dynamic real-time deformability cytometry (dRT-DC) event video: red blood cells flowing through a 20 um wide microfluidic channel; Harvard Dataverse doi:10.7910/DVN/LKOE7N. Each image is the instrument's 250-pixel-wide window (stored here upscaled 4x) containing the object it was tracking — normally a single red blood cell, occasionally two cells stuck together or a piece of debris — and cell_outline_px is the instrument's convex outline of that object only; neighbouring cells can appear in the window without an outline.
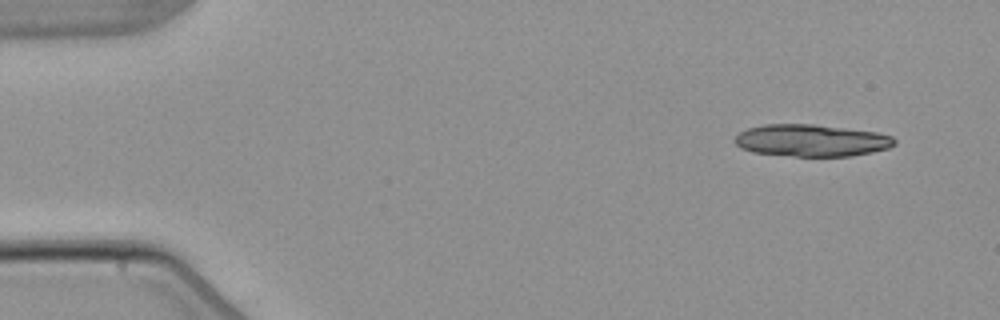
{"species": "common noctule bat (a hibernating species)", "species_latin": "Nyctalus noctula", "temperature_condition": "warm", "stored_images_in_passage": 4, "camera_frame_rate_fps": 3000, "um_per_image_px": 0.085, "animal": {"sex": "male", "body_mass_g": 21.5, "forearm_length_mm": 52.0}, "frame": {"image": 1, "passage_image": 1, "time_ms": 0.0, "image_size_px": [1000, 320], "cell_outline_px": [[896, 144], [888, 148], [872, 152], [852, 156], [792, 156], [752, 152], [740, 148], [732, 140], [740, 132], [748, 128], [764, 124], [812, 124], [876, 132], [892, 136], [896, 140]], "centroid_in_image_um": [68.95, 11.94], "position_along_channel_um": 16.1, "area_um2": 29.88}}